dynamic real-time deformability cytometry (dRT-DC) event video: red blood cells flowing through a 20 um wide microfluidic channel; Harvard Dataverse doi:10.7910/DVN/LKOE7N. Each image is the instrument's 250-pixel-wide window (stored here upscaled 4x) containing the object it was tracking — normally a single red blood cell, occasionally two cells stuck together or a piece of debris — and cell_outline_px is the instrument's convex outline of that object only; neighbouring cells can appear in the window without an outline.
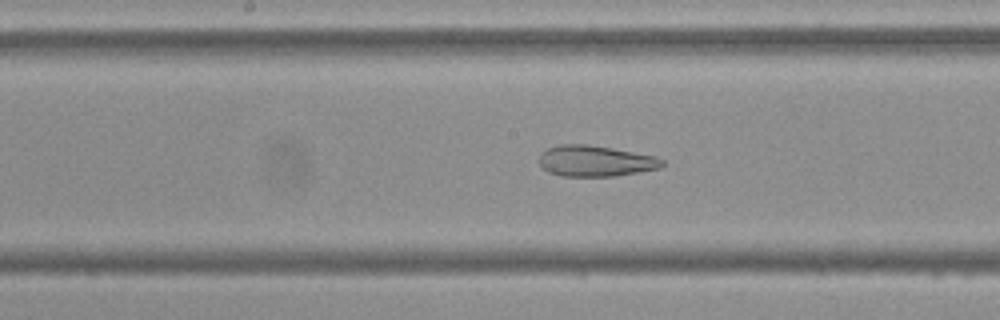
{"species": "Egyptian fruit bat (a non-hibernating species)", "species_latin": "Rousettus aegyptiacus", "temperature_condition": "cold", "stored_images_in_passage": 53, "camera_frame_rate_fps": 3000, "um_per_image_px": 0.085, "frame": {"image": 1, "passage_image": 27, "time_ms": 8.667, "image_size_px": [1000, 320], "cell_outline_px": [[664, 164], [660, 168], [612, 176], [560, 176], [548, 172], [540, 164], [540, 156], [548, 148], [560, 144], [588, 144], [612, 148], [656, 156], [664, 160]], "centroid_in_image_um": [50.62, 13.68], "position_along_channel_um": 197.6, "area_um2": 22.02}}
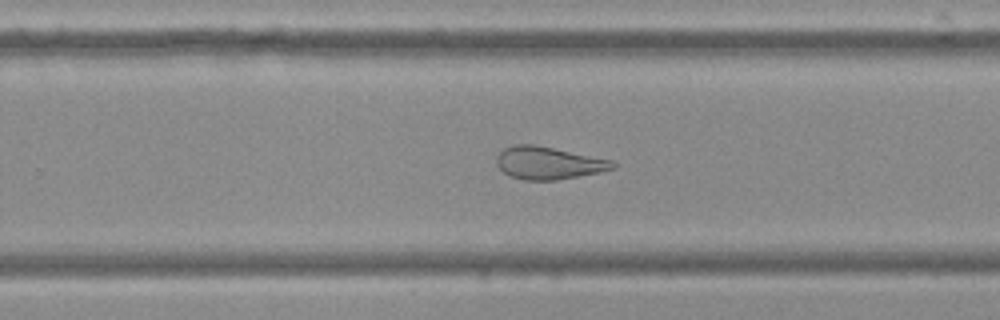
{"frame": {"image": 2, "passage_image": 34, "time_ms": 11.0, "image_size_px": [1000, 320], "cell_outline_px": [[616, 168], [600, 172], [556, 180], [524, 180], [512, 176], [504, 172], [496, 164], [496, 156], [504, 148], [512, 144], [532, 144], [616, 160]], "centroid_in_image_um": [46.65, 13.84], "position_along_channel_um": 283.1, "area_um2": 22.14}}
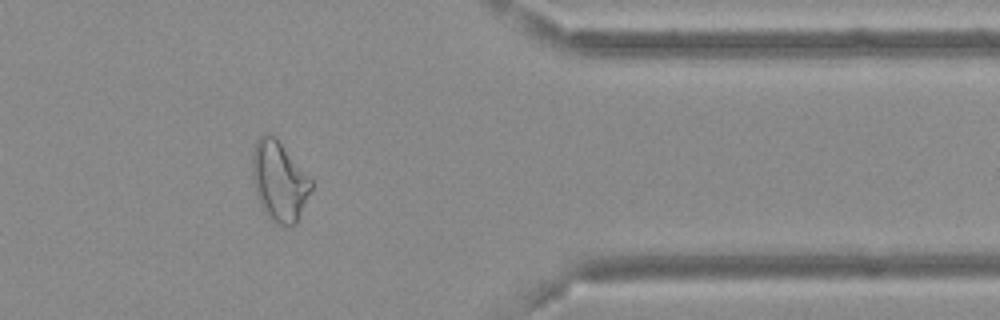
{"frame": {"image": 3, "passage_image": 44, "time_ms": 14.333, "image_size_px": [1000, 320], "cell_outline_px": [[312, 188], [296, 224], [276, 224], [264, 212], [256, 196], [252, 176], [252, 152], [256, 140], [264, 132], [268, 132], [276, 136], [312, 180]], "centroid_in_image_um": [23.71, 15.35], "position_along_channel_um": 387.7, "area_um2": 27.51}, "authors_computed_cell_mechanics": {"area_um2": 28.4376, "velocity_mm_per_s": 3.6763, "shape_relaxation_time_tau1_ms": null, "shape_relaxation_time_tau2_ms": 2.3303, "deformation_change_tau1": null, "deformation_change_tau2": 0.1138}}